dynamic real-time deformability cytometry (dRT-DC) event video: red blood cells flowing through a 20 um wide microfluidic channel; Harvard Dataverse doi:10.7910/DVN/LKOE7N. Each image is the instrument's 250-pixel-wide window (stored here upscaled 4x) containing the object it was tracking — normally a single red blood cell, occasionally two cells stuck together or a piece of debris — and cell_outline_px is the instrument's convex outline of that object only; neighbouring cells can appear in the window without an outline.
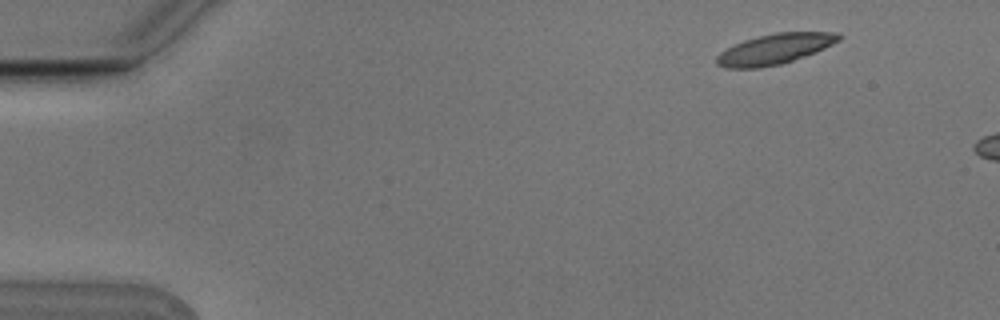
{"species": "Egyptian fruit bat (a non-hibernating species)", "species_latin": "Rousettus aegyptiacus", "temperature_condition": "cold", "stored_images_in_passage": 4, "camera_frame_rate_fps": 3000, "um_per_image_px": 0.085, "animal": {"sex": "male"}, "frame": {"image": 1, "passage_image": 1, "time_ms": 0.0, "image_size_px": [1000, 320], "cell_outline_px": [[844, 36], [840, 40], [816, 52], [780, 64], [756, 68], [724, 68], [716, 64], [716, 56], [720, 52], [744, 40], [756, 36], [776, 32], [836, 32]], "centroid_in_image_um": [65.85, 4.16], "position_along_channel_um": 19.1, "area_um2": 21.56}}